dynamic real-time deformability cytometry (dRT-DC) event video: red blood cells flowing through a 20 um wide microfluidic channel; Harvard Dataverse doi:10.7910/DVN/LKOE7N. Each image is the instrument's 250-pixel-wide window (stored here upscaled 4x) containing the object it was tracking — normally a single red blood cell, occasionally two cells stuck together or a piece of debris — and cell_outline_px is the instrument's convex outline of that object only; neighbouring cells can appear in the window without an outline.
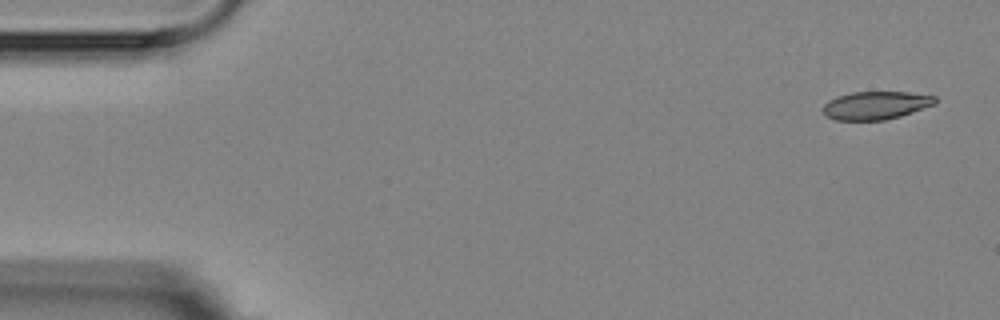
{"species": "Egyptian fruit bat (a non-hibernating species)", "species_latin": "Rousettus aegyptiacus", "temperature_condition": "room temperature", "stored_images_in_passage": 5, "camera_frame_rate_fps": 3000, "um_per_image_px": 0.085, "animal": {"sex": "female"}, "frame": {"image": 1, "passage_image": 5, "time_ms": 5.667, "image_size_px": [1000, 320], "cell_outline_px": [[936, 104], [900, 116], [884, 120], [836, 120], [824, 116], [824, 104], [828, 100], [852, 92], [908, 92], [936, 96]], "centroid_in_image_um": [74.45, 8.96], "position_along_channel_um": 10.6, "area_um2": 18.26}}